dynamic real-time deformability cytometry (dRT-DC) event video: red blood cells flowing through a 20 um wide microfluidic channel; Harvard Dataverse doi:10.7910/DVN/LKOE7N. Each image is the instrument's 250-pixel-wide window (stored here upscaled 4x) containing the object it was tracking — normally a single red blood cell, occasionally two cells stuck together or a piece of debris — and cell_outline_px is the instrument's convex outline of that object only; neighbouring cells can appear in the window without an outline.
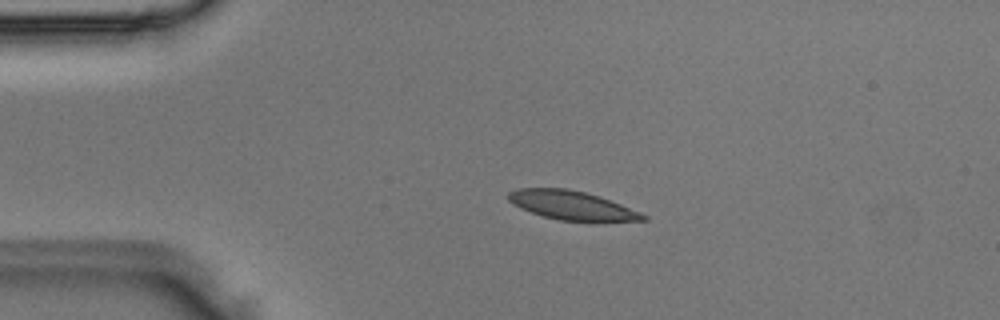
{"species": "Egyptian fruit bat (a non-hibernating species)", "species_latin": "Rousettus aegyptiacus", "temperature_condition": "room temperature", "stored_images_in_passage": 3, "camera_frame_rate_fps": 3000, "um_per_image_px": 0.085, "animal": {"sex": "male"}, "frame": {"image": 1, "passage_image": 2, "time_ms": 0.333, "image_size_px": [1000, 320], "cell_outline_px": [[648, 220], [560, 220], [544, 216], [520, 208], [512, 204], [508, 200], [508, 192], [516, 188], [568, 188], [600, 196], [640, 212], [648, 216]], "centroid_in_image_um": [48.55, 17.42], "position_along_channel_um": 36.5, "area_um2": 22.25}}